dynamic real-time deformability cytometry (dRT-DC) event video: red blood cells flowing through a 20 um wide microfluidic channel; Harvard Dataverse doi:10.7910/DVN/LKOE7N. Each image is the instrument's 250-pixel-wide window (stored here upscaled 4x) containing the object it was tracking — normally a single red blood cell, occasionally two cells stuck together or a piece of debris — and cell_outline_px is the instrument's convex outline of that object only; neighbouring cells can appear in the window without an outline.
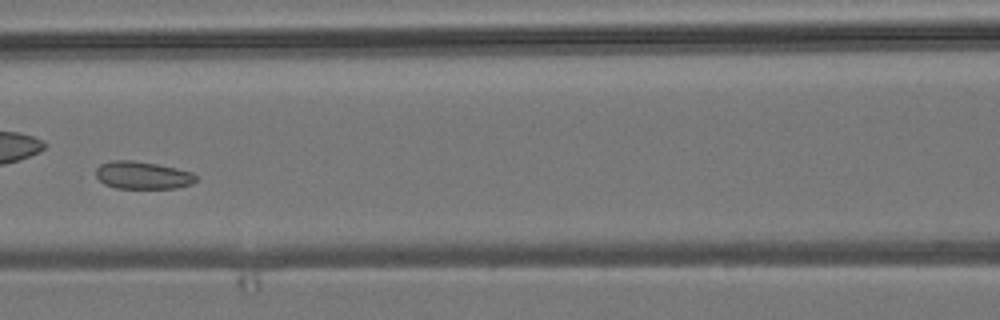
{"species": "common noctule bat (a hibernating species)", "species_latin": "Nyctalus noctula", "temperature_condition": "room temperature", "stored_images_in_passage": 5, "camera_frame_rate_fps": 3000, "um_per_image_px": 0.085, "animal": {"sex": "male", "body_mass_g": 19.2, "forearm_length_mm": 51.8}, "frame": {"image": 1, "passage_image": 5, "time_ms": 4.667, "image_size_px": [1000, 320], "cell_outline_px": [[196, 180], [192, 184], [176, 188], [116, 188], [104, 184], [96, 176], [96, 168], [100, 164], [112, 160], [132, 160], [156, 164], [176, 168], [192, 172], [196, 176]], "centroid_in_image_um": [12.11, 14.89], "position_along_channel_um": 154.5, "area_um2": 16.07}}